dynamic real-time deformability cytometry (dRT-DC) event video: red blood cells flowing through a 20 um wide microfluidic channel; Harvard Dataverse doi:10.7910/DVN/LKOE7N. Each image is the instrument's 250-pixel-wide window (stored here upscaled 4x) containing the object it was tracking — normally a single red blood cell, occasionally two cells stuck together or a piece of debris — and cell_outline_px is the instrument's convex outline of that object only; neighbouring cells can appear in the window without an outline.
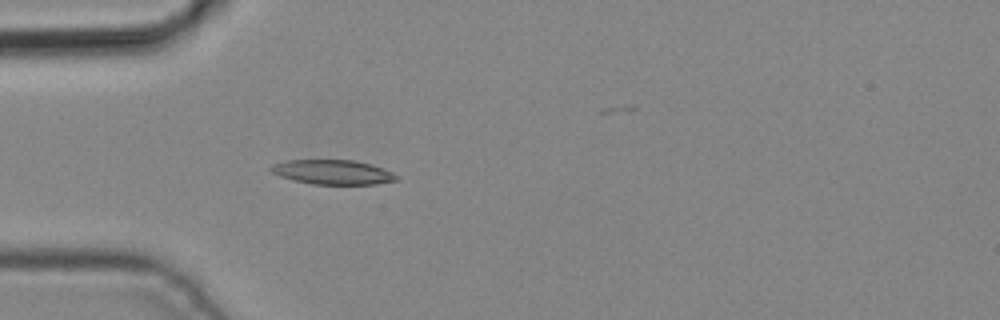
{"species": "common noctule bat (a hibernating species)", "species_latin": "Nyctalus noctula", "temperature_condition": "cold", "stored_images_in_passage": 2, "camera_frame_rate_fps": 3000, "um_per_image_px": 0.085, "animal": {"sex": "male", "body_mass_g": 19.2, "forearm_length_mm": 51.8}, "frame": {"image": 1, "passage_image": 2, "time_ms": 0.333, "image_size_px": [1000, 320], "cell_outline_px": [[400, 180], [376, 184], [312, 184], [292, 180], [280, 176], [272, 172], [268, 168], [272, 164], [284, 160], [352, 160], [372, 164], [392, 172], [400, 176]], "centroid_in_image_um": [28.29, 14.63], "position_along_channel_um": 56.7, "area_um2": 18.15}}